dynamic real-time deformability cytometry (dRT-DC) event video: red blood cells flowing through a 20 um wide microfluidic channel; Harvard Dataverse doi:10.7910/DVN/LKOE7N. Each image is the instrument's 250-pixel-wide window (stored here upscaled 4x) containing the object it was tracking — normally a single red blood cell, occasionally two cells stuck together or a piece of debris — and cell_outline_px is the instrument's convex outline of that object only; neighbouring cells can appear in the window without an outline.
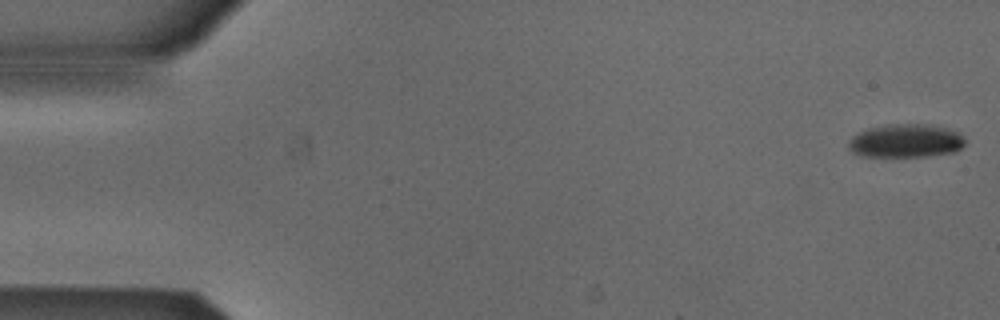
{"species": "Egyptian fruit bat (a non-hibernating species)", "species_latin": "Rousettus aegyptiacus", "temperature_condition": "cold", "stored_images_in_passage": 53, "camera_frame_rate_fps": 3000, "um_per_image_px": 0.085, "animal": {"sex": "male"}, "frame": {"image": 1, "passage_image": 1, "time_ms": 0.0, "image_size_px": [1000, 320], "cell_outline_px": [[964, 144], [956, 152], [928, 156], [860, 156], [852, 152], [848, 148], [848, 144], [852, 136], [868, 128], [888, 124], [928, 124], [944, 128], [956, 132], [964, 140]], "centroid_in_image_um": [76.95, 11.98], "position_along_channel_um": 8.0, "area_um2": 22.54}}
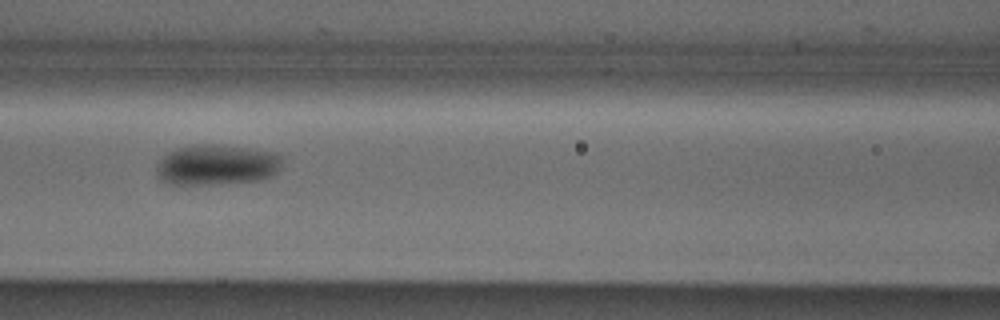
{"frame": {"image": 2, "passage_image": 23, "time_ms": 7.333, "image_size_px": [1000, 320], "cell_outline_px": [[284, 156], [280, 168], [272, 176], [264, 180], [220, 184], [168, 184], [160, 180], [156, 176], [156, 164], [168, 152], [192, 144], [220, 144], [276, 152]], "centroid_in_image_um": [18.45, 14.01], "position_along_channel_um": 148.2, "area_um2": 30.29}}
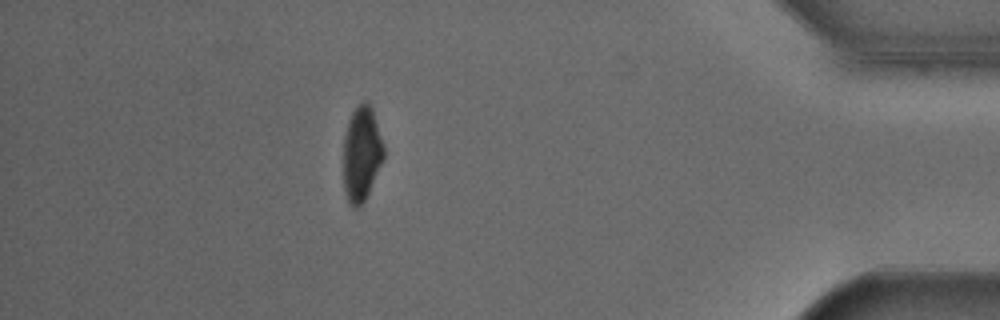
{"frame": {"image": 3, "passage_image": 47, "time_ms": 15.333, "image_size_px": [1000, 320], "cell_outline_px": [[384, 160], [368, 196], [360, 208], [352, 208], [348, 204], [344, 188], [344, 136], [348, 120], [352, 112], [364, 100], [368, 100], [372, 108], [384, 144]], "centroid_in_image_um": [30.75, 13.12], "position_along_channel_um": 404.4, "area_um2": 22.83}, "authors_computed_cell_mechanics": {"area_um2": 25.3164, "velocity_mm_per_s": 3.8272, "shape_relaxation_time_tau1_ms": 3.1365, "shape_relaxation_time_tau2_ms": null, "deformation_change_tau1": 0.0761, "deformation_change_tau2": null}}